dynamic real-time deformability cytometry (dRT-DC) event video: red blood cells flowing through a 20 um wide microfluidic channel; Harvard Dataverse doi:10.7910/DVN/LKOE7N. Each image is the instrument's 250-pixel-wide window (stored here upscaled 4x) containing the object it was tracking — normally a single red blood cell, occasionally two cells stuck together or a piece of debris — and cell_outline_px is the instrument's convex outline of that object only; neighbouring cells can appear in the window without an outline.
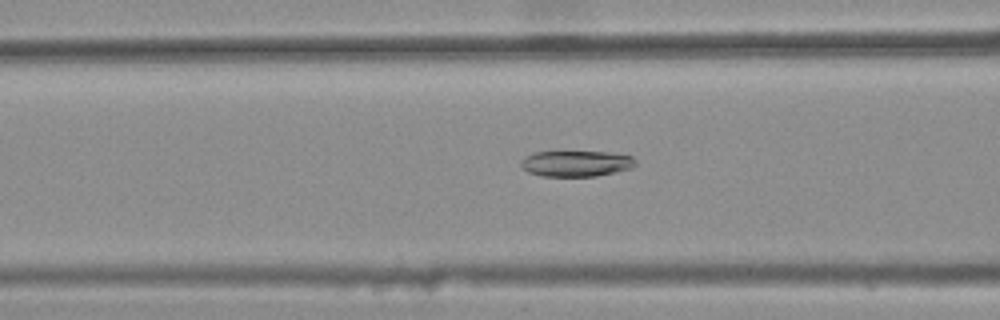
{"species": "common noctule bat (a hibernating species)", "species_latin": "Nyctalus noctula", "temperature_condition": "warm", "stored_images_in_passage": 38, "camera_frame_rate_fps": 3000, "um_per_image_px": 0.085, "animal": {"sex": "female", "body_mass_g": 25.1}, "frame": {"image": 1, "passage_image": 13, "time_ms": 4.0, "image_size_px": [1000, 320], "cell_outline_px": [[636, 164], [632, 168], [616, 172], [596, 176], [540, 176], [528, 172], [520, 168], [520, 160], [524, 156], [536, 152], [608, 152], [632, 156], [636, 160]], "centroid_in_image_um": [48.94, 13.9], "position_along_channel_um": 117.7, "area_um2": 17.46}}
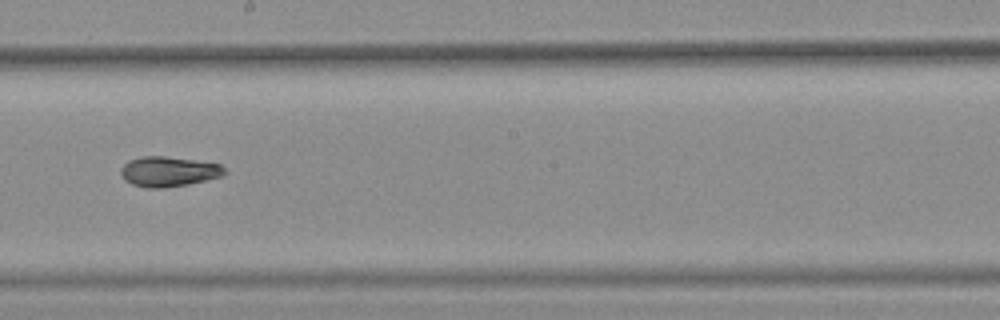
{"frame": {"image": 2, "passage_image": 22, "time_ms": 7.0, "image_size_px": [1000, 320], "cell_outline_px": [[228, 172], [220, 176], [208, 180], [188, 184], [164, 188], [148, 188], [132, 184], [124, 180], [120, 172], [120, 168], [128, 160], [140, 156], [164, 156], [220, 164]], "centroid_in_image_um": [14.3, 14.58], "position_along_channel_um": 233.9, "area_um2": 18.21}}
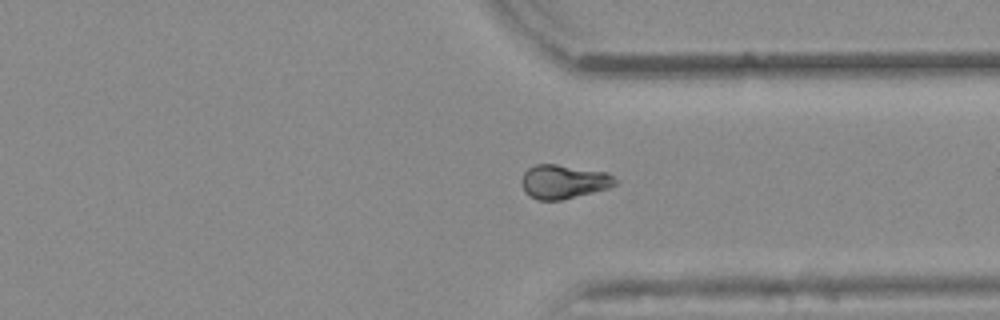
{"frame": {"image": 3, "passage_image": 32, "time_ms": 10.333, "image_size_px": [1000, 320], "cell_outline_px": [[616, 184], [608, 188], [560, 200], [536, 200], [528, 196], [524, 192], [520, 184], [520, 180], [524, 172], [528, 168], [536, 164], [556, 164], [608, 172], [616, 180]], "centroid_in_image_um": [47.84, 15.44], "position_along_channel_um": 363.6, "area_um2": 18.61}, "authors_computed_cell_mechanics": {"area_um2": 18.1203, "velocity_mm_per_s": 3.8826, "shape_relaxation_time_tau1_ms": null, "shape_relaxation_time_tau2_ms": 3.3641, "deformation_change_tau1": null, "deformation_change_tau2": 0.0692}}